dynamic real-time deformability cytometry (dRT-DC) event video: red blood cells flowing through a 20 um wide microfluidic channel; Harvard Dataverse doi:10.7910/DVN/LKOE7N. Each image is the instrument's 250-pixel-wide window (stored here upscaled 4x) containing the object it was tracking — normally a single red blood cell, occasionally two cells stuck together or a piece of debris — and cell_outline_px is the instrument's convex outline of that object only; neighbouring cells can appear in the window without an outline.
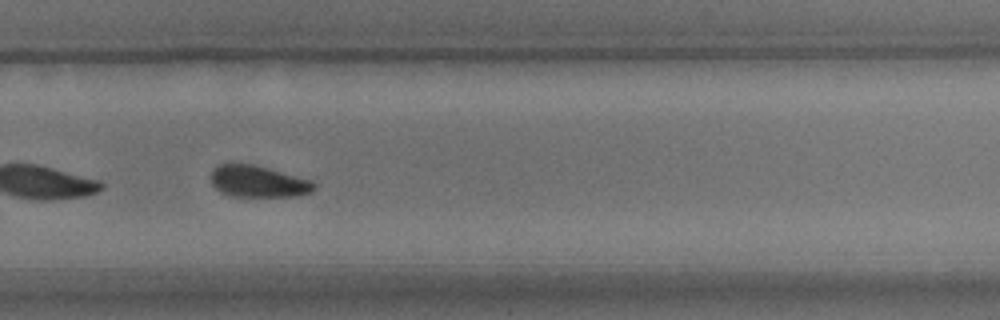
{"species": "common noctule bat (a hibernating species)", "species_latin": "Nyctalus noctula", "temperature_condition": "room temperature", "stored_images_in_passage": 34, "camera_frame_rate_fps": 3000, "um_per_image_px": 0.085, "animal": {"sex": "male", "body_mass_g": 15.6}, "frame": {"image": 1, "passage_image": 29, "time_ms": 9.333, "image_size_px": [1000, 320], "cell_outline_px": [[316, 188], [312, 192], [300, 196], [228, 196], [220, 192], [212, 184], [212, 172], [220, 164], [252, 164], [268, 168], [312, 180], [316, 184]], "centroid_in_image_um": [21.99, 15.44], "position_along_channel_um": 307.8, "area_um2": 18.96}, "authors_computed_cell_mechanics": {"area_um2": 20.519, "velocity_mm_per_s": 3.7405, "shape_relaxation_time_tau1_ms": 2.6575, "shape_relaxation_time_tau2_ms": 4.6, "deformation_change_tau1": 0.0741, "deformation_change_tau2": 0.0882}}